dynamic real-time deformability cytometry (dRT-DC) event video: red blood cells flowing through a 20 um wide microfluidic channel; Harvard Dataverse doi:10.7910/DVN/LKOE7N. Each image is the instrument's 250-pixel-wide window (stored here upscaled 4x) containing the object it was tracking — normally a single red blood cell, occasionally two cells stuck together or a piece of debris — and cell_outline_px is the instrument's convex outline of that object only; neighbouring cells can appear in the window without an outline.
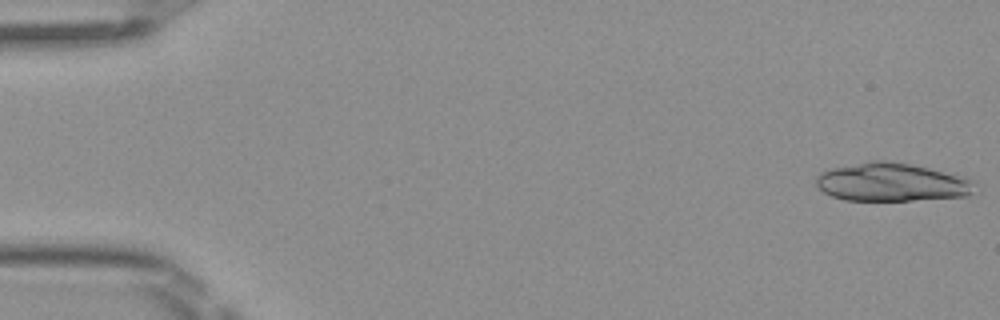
{"species": "Egyptian fruit bat (a non-hibernating species)", "species_latin": "Rousettus aegyptiacus", "temperature_condition": "room temperature", "stored_images_in_passage": 6, "camera_frame_rate_fps": 3000, "um_per_image_px": 0.085, "frame": {"image": 1, "passage_image": 1, "time_ms": 0.0, "image_size_px": [1000, 320], "cell_outline_px": [[972, 192], [968, 196], [912, 200], [844, 200], [832, 196], [824, 192], [816, 184], [816, 176], [820, 172], [832, 168], [868, 160], [888, 160], [956, 172], [972, 180]], "centroid_in_image_um": [75.81, 15.46], "position_along_channel_um": 9.2, "area_um2": 35.78}}
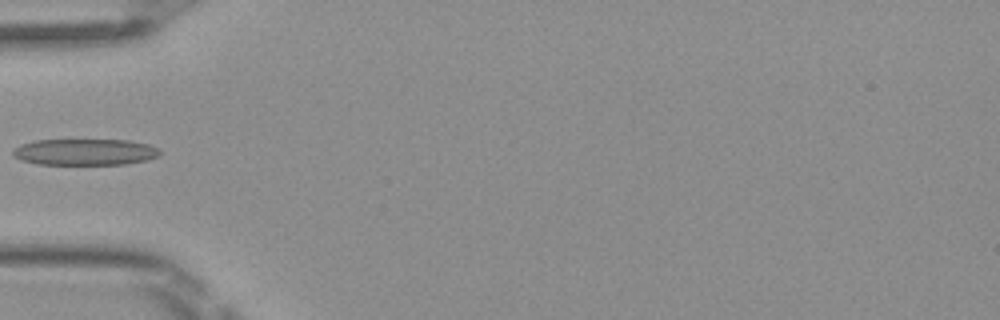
{"frame": {"image": 2, "passage_image": 6, "time_ms": 1.667, "image_size_px": [1000, 320], "cell_outline_px": [[160, 156], [148, 160], [124, 164], [36, 164], [20, 160], [12, 156], [12, 148], [20, 144], [36, 140], [128, 140], [148, 144], [156, 148], [160, 152]], "centroid_in_image_um": [7.17, 12.92], "position_along_channel_um": 77.8, "area_um2": 22.72}}